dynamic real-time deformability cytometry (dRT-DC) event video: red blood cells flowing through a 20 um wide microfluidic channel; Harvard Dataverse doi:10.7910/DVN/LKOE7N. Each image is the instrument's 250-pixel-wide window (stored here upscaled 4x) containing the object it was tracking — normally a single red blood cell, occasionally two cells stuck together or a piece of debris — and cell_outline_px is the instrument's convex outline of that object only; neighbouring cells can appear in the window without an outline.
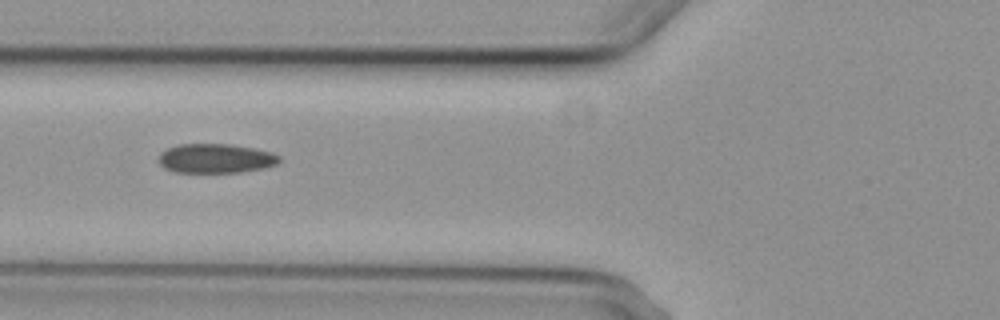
{"species": "common noctule bat (a hibernating species)", "species_latin": "Nyctalus noctula", "temperature_condition": "cold", "stored_images_in_passage": 9, "camera_frame_rate_fps": 3000, "um_per_image_px": 0.085, "animal": {"sex": "female", "body_mass_g": 29.2, "forearm_length_mm": 56.3}, "frame": {"image": 1, "passage_image": 3, "time_ms": 2.333, "image_size_px": [1000, 320], "cell_outline_px": [[280, 160], [276, 164], [264, 168], [240, 172], [176, 172], [164, 168], [160, 164], [160, 156], [168, 148], [180, 144], [228, 144], [252, 148], [272, 152], [280, 156]], "centroid_in_image_um": [18.36, 13.47], "position_along_channel_um": 107.4, "area_um2": 20.35}}
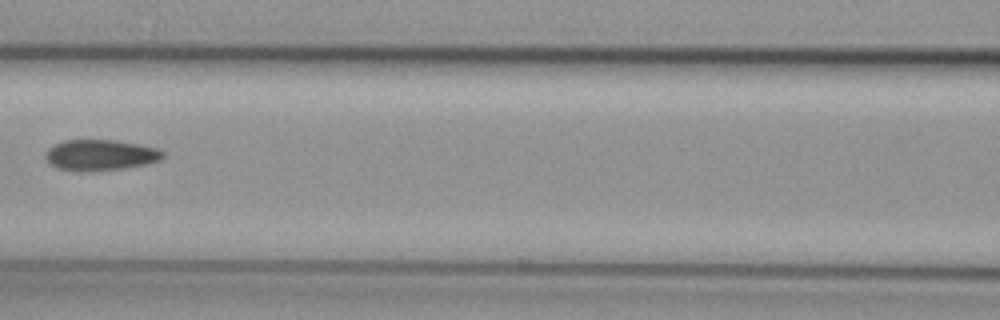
{"frame": {"image": 2, "passage_image": 4, "time_ms": 3.667, "image_size_px": [1000, 320], "cell_outline_px": [[164, 156], [160, 160], [148, 164], [124, 168], [92, 172], [76, 172], [56, 168], [48, 164], [44, 156], [44, 152], [48, 148], [64, 140], [116, 140], [140, 144], [160, 148], [164, 152]], "centroid_in_image_um": [8.52, 13.19], "position_along_channel_um": 158.1, "area_um2": 21.73}}
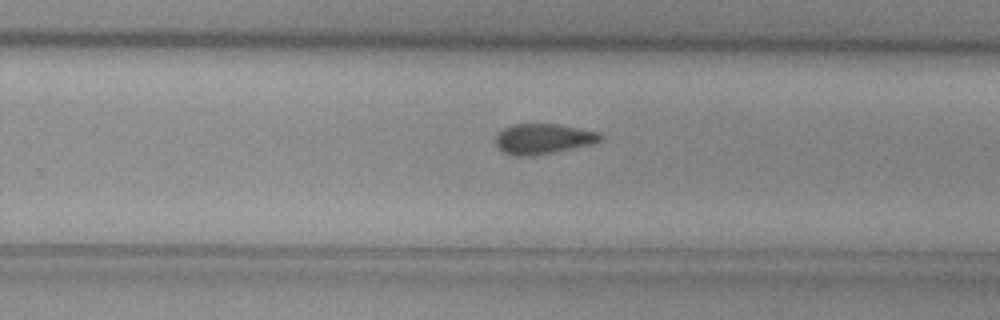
{"frame": {"image": 3, "passage_image": 8, "time_ms": 11.0, "image_size_px": [1000, 320], "cell_outline_px": [[604, 136], [600, 140], [592, 144], [532, 156], [512, 156], [504, 152], [496, 144], [496, 136], [504, 128], [512, 124], [556, 124], [596, 132]], "centroid_in_image_um": [46.13, 11.8], "position_along_channel_um": 283.7, "area_um2": 18.15}}